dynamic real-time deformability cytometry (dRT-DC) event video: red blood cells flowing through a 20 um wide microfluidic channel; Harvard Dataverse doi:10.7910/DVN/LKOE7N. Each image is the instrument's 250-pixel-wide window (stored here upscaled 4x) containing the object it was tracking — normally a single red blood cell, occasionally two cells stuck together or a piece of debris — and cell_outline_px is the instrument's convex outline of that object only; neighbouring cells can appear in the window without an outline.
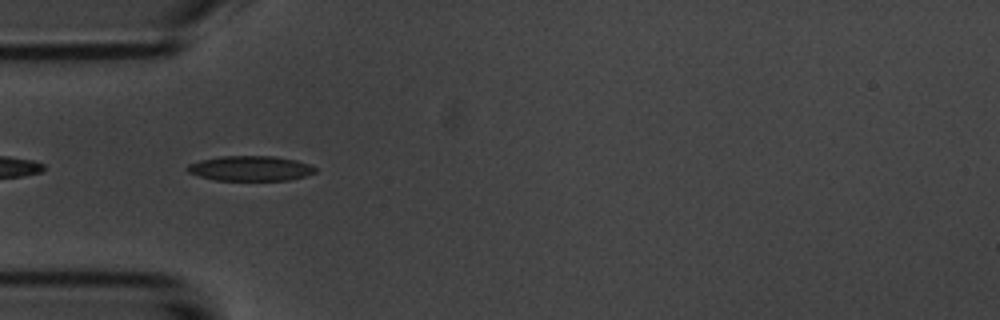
{"species": "common noctule bat (a hibernating species)", "species_latin": "Nyctalus noctula", "temperature_condition": "room temperature", "stored_images_in_passage": 5, "camera_frame_rate_fps": 3000, "um_per_image_px": 0.085, "animal": {"sex": "male", "body_mass_g": 20.1, "forearm_length_mm": 53.5}, "frame": {"image": 1, "passage_image": 2, "time_ms": 1.0, "image_size_px": [1000, 320], "cell_outline_px": [[316, 172], [304, 176], [288, 180], [216, 180], [200, 176], [188, 172], [184, 168], [188, 164], [200, 160], [220, 156], [272, 156], [296, 160], [312, 164], [316, 168]], "centroid_in_image_um": [21.28, 14.3], "position_along_channel_um": 63.7, "area_um2": 18.67}}
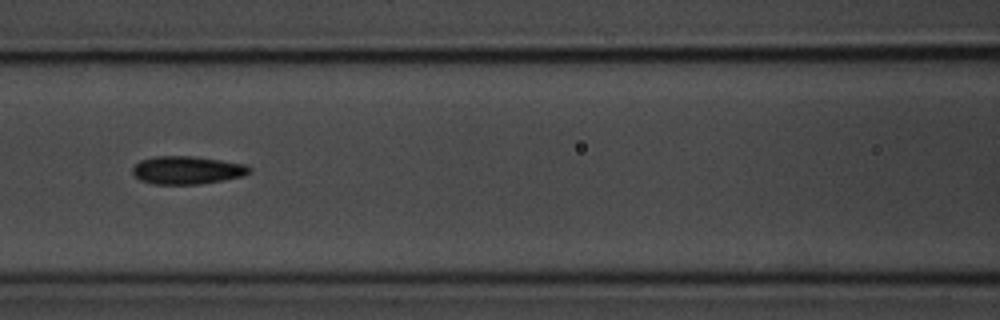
{"frame": {"image": 2, "passage_image": 4, "time_ms": 3.333, "image_size_px": [1000, 320], "cell_outline_px": [[252, 168], [248, 172], [240, 176], [200, 184], [152, 184], [140, 180], [132, 172], [132, 168], [140, 160], [156, 156], [192, 156], [220, 160], [244, 164]], "centroid_in_image_um": [15.84, 14.46], "position_along_channel_um": 150.8, "area_um2": 18.79}}
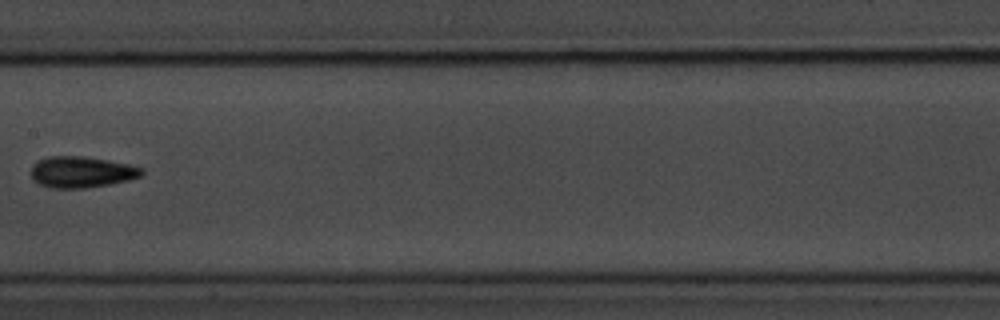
{"frame": {"image": 3, "passage_image": 5, "time_ms": 4.667, "image_size_px": [1000, 320], "cell_outline_px": [[144, 172], [140, 176], [128, 180], [108, 184], [84, 188], [52, 188], [40, 184], [32, 180], [32, 164], [36, 160], [48, 156], [80, 156], [108, 160], [132, 164], [144, 168]], "centroid_in_image_um": [6.92, 14.61], "position_along_channel_um": 200.5, "area_um2": 20.23}}